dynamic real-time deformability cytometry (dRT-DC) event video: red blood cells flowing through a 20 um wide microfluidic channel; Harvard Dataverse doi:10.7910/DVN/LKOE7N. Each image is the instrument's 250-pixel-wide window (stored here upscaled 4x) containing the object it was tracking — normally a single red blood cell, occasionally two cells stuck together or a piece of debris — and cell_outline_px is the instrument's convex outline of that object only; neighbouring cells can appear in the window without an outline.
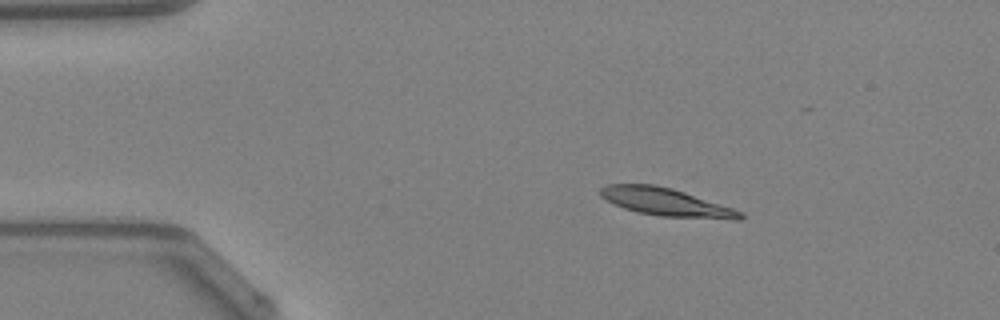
{"species": "Egyptian fruit bat (a non-hibernating species)", "species_latin": "Rousettus aegyptiacus", "temperature_condition": "warm", "stored_images_in_passage": 42, "camera_frame_rate_fps": 3000, "um_per_image_px": 0.085, "animal": {"sex": "female"}, "frame": {"image": 1, "passage_image": 1, "time_ms": 0.0, "image_size_px": [1000, 320], "cell_outline_px": [[744, 216], [740, 220], [736, 220], [660, 216], [636, 212], [624, 208], [600, 196], [600, 188], [608, 184], [656, 184], [672, 188], [744, 212]], "centroid_in_image_um": [56.63, 17.18], "position_along_channel_um": 28.4, "area_um2": 22.6}}
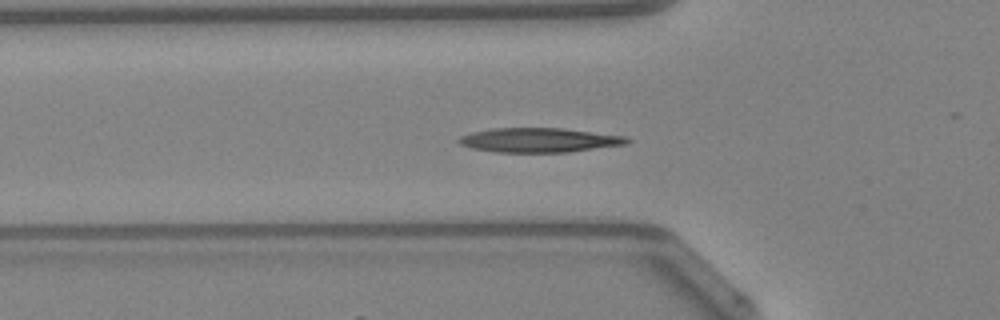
{"frame": {"image": 2, "passage_image": 9, "time_ms": 2.667, "image_size_px": [1000, 320], "cell_outline_px": [[632, 140], [628, 144], [568, 152], [492, 152], [472, 148], [460, 144], [456, 140], [460, 136], [472, 132], [492, 128], [560, 128], [628, 136]], "centroid_in_image_um": [45.84, 11.91], "position_along_channel_um": 80.0, "area_um2": 24.04}}
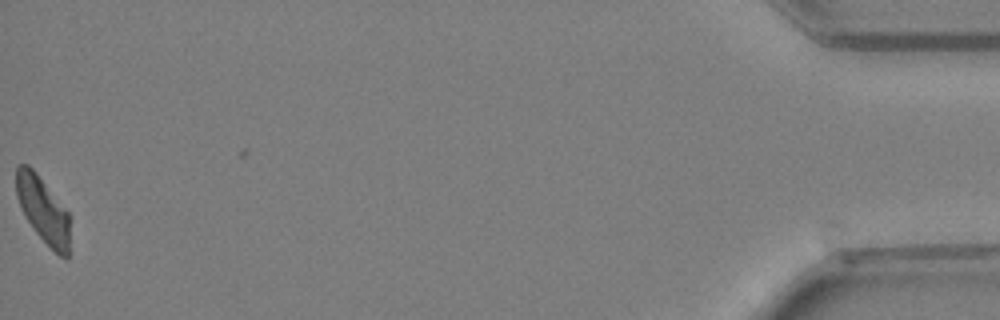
{"frame": {"image": 3, "passage_image": 41, "time_ms": 13.333, "image_size_px": [1000, 320], "cell_outline_px": [[68, 260], [60, 256], [36, 232], [20, 208], [16, 196], [16, 168], [20, 164], [28, 164], [36, 172], [68, 212]], "centroid_in_image_um": [3.62, 17.8], "position_along_channel_um": 431.6, "area_um2": 20.11}, "authors_computed_cell_mechanics": {"area_um2": 22.8888, "velocity_mm_per_s": 4.2365, "shape_relaxation_time_tau1_ms": 4.5335, "shape_relaxation_time_tau2_ms": null, "deformation_change_tau1": 0.1709, "deformation_change_tau2": null}}